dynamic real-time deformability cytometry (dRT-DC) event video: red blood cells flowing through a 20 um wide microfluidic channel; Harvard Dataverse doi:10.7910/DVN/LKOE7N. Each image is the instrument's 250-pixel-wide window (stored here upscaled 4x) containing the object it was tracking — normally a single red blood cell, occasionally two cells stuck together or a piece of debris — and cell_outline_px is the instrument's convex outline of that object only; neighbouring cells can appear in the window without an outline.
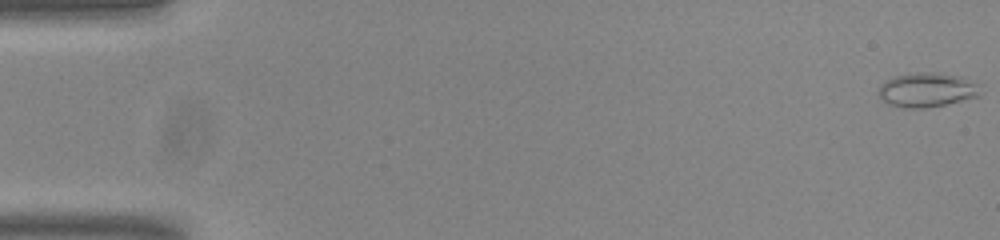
{"species": "common noctule bat (a hibernating species)", "species_latin": "Nyctalus noctula", "temperature_condition": "room temperature", "stored_images_in_passage": 54, "camera_frame_rate_fps": 3000, "um_per_image_px": 0.085, "animal": {"sex": "male", "body_mass_g": 20.0, "forearm_length_mm": 53.3}, "frame": {"image": 1, "passage_image": 1, "time_ms": 0.0, "image_size_px": [1000, 240], "cell_outline_px": [[980, 96], [944, 104], [920, 108], [904, 108], [888, 104], [880, 96], [880, 88], [888, 80], [896, 76], [916, 72], [932, 72], [960, 76], [976, 84]], "centroid_in_image_um": [78.79, 7.64], "position_along_channel_um": 6.2, "area_um2": 19.71}}
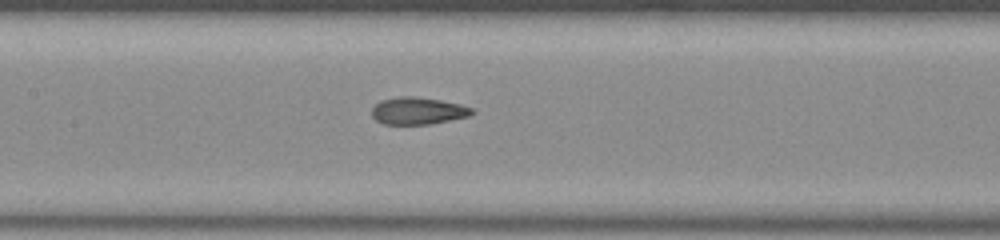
{"frame": {"image": 2, "passage_image": 26, "time_ms": 8.333, "image_size_px": [1000, 240], "cell_outline_px": [[476, 112], [468, 116], [428, 124], [384, 124], [376, 120], [372, 116], [372, 108], [380, 100], [400, 96], [412, 96], [440, 100], [460, 104], [472, 108]], "centroid_in_image_um": [35.5, 9.41], "position_along_channel_um": 171.9, "area_um2": 15.72}}
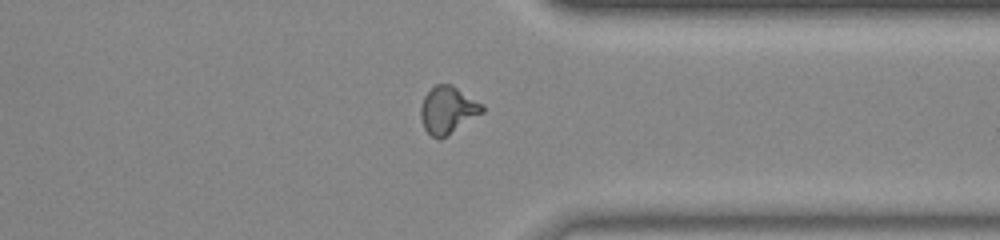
{"frame": {"image": 3, "passage_image": 42, "time_ms": 13.667, "image_size_px": [1000, 240], "cell_outline_px": [[484, 112], [440, 140], [436, 140], [424, 128], [420, 116], [420, 108], [424, 96], [436, 84], [452, 84], [484, 104]], "centroid_in_image_um": [38.07, 9.35], "position_along_channel_um": 373.3, "area_um2": 17.05}, "authors_computed_cell_mechanics": {"area_um2": 16.2996, "velocity_mm_per_s": 3.8369, "shape_relaxation_time_tau1_ms": null, "shape_relaxation_time_tau2_ms": 1.5585, "deformation_change_tau1": null, "deformation_change_tau2": 0.08}}